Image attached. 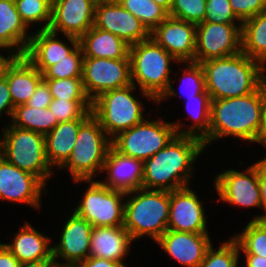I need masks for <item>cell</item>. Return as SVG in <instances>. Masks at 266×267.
<instances>
[{
	"label": "cell",
	"mask_w": 266,
	"mask_h": 267,
	"mask_svg": "<svg viewBox=\"0 0 266 267\" xmlns=\"http://www.w3.org/2000/svg\"><path fill=\"white\" fill-rule=\"evenodd\" d=\"M264 101L265 82L246 96L211 100L209 133L202 140L205 149L228 137L261 145Z\"/></svg>",
	"instance_id": "1"
},
{
	"label": "cell",
	"mask_w": 266,
	"mask_h": 267,
	"mask_svg": "<svg viewBox=\"0 0 266 267\" xmlns=\"http://www.w3.org/2000/svg\"><path fill=\"white\" fill-rule=\"evenodd\" d=\"M205 150L201 139L176 135L163 149L143 161L142 188L171 192L191 186L197 169L194 164Z\"/></svg>",
	"instance_id": "2"
},
{
	"label": "cell",
	"mask_w": 266,
	"mask_h": 267,
	"mask_svg": "<svg viewBox=\"0 0 266 267\" xmlns=\"http://www.w3.org/2000/svg\"><path fill=\"white\" fill-rule=\"evenodd\" d=\"M200 64L204 70L205 89L211 100L246 96L266 81V67L242 51Z\"/></svg>",
	"instance_id": "3"
},
{
	"label": "cell",
	"mask_w": 266,
	"mask_h": 267,
	"mask_svg": "<svg viewBox=\"0 0 266 267\" xmlns=\"http://www.w3.org/2000/svg\"><path fill=\"white\" fill-rule=\"evenodd\" d=\"M169 206L168 191L145 188L128 191L123 226L134 241L146 240L148 236L155 243L167 231Z\"/></svg>",
	"instance_id": "4"
},
{
	"label": "cell",
	"mask_w": 266,
	"mask_h": 267,
	"mask_svg": "<svg viewBox=\"0 0 266 267\" xmlns=\"http://www.w3.org/2000/svg\"><path fill=\"white\" fill-rule=\"evenodd\" d=\"M138 91L139 95H135ZM139 97L156 105V100L149 93L133 84L104 92L92 101V115L111 139L147 118L146 105Z\"/></svg>",
	"instance_id": "5"
},
{
	"label": "cell",
	"mask_w": 266,
	"mask_h": 267,
	"mask_svg": "<svg viewBox=\"0 0 266 267\" xmlns=\"http://www.w3.org/2000/svg\"><path fill=\"white\" fill-rule=\"evenodd\" d=\"M129 60L132 84L156 101L168 89L171 66L179 63L151 37L130 46Z\"/></svg>",
	"instance_id": "6"
},
{
	"label": "cell",
	"mask_w": 266,
	"mask_h": 267,
	"mask_svg": "<svg viewBox=\"0 0 266 267\" xmlns=\"http://www.w3.org/2000/svg\"><path fill=\"white\" fill-rule=\"evenodd\" d=\"M111 147V138L100 126L99 121L91 115L80 126L74 148L59 170L68 171L72 181L96 180L102 173Z\"/></svg>",
	"instance_id": "7"
},
{
	"label": "cell",
	"mask_w": 266,
	"mask_h": 267,
	"mask_svg": "<svg viewBox=\"0 0 266 267\" xmlns=\"http://www.w3.org/2000/svg\"><path fill=\"white\" fill-rule=\"evenodd\" d=\"M3 133V157L21 170L37 176L46 186L54 169L46 156L45 137L35 131L6 124Z\"/></svg>",
	"instance_id": "8"
},
{
	"label": "cell",
	"mask_w": 266,
	"mask_h": 267,
	"mask_svg": "<svg viewBox=\"0 0 266 267\" xmlns=\"http://www.w3.org/2000/svg\"><path fill=\"white\" fill-rule=\"evenodd\" d=\"M74 184L87 183L81 200L71 208L93 227L123 226L126 192L111 189L98 180H75ZM76 205V206H75Z\"/></svg>",
	"instance_id": "9"
},
{
	"label": "cell",
	"mask_w": 266,
	"mask_h": 267,
	"mask_svg": "<svg viewBox=\"0 0 266 267\" xmlns=\"http://www.w3.org/2000/svg\"><path fill=\"white\" fill-rule=\"evenodd\" d=\"M146 118L128 130L111 139L112 148L119 154L139 160H146L163 149L176 135L170 121L164 117Z\"/></svg>",
	"instance_id": "10"
},
{
	"label": "cell",
	"mask_w": 266,
	"mask_h": 267,
	"mask_svg": "<svg viewBox=\"0 0 266 267\" xmlns=\"http://www.w3.org/2000/svg\"><path fill=\"white\" fill-rule=\"evenodd\" d=\"M218 172L212 185L218 195L215 204L225 202L227 206L240 208H259L261 207V195L258 180L257 162H253L245 169H223Z\"/></svg>",
	"instance_id": "11"
},
{
	"label": "cell",
	"mask_w": 266,
	"mask_h": 267,
	"mask_svg": "<svg viewBox=\"0 0 266 267\" xmlns=\"http://www.w3.org/2000/svg\"><path fill=\"white\" fill-rule=\"evenodd\" d=\"M82 82L91 101L104 92L129 86L130 60L83 57Z\"/></svg>",
	"instance_id": "12"
},
{
	"label": "cell",
	"mask_w": 266,
	"mask_h": 267,
	"mask_svg": "<svg viewBox=\"0 0 266 267\" xmlns=\"http://www.w3.org/2000/svg\"><path fill=\"white\" fill-rule=\"evenodd\" d=\"M47 192L46 185L37 176L19 169L4 157L0 159L1 202L24 204L40 211L43 195Z\"/></svg>",
	"instance_id": "13"
},
{
	"label": "cell",
	"mask_w": 266,
	"mask_h": 267,
	"mask_svg": "<svg viewBox=\"0 0 266 267\" xmlns=\"http://www.w3.org/2000/svg\"><path fill=\"white\" fill-rule=\"evenodd\" d=\"M241 26L208 22L197 24L195 62L202 63L241 52Z\"/></svg>",
	"instance_id": "14"
},
{
	"label": "cell",
	"mask_w": 266,
	"mask_h": 267,
	"mask_svg": "<svg viewBox=\"0 0 266 267\" xmlns=\"http://www.w3.org/2000/svg\"><path fill=\"white\" fill-rule=\"evenodd\" d=\"M66 218L59 241L53 244V258L56 266H78L89 257L93 226L74 212Z\"/></svg>",
	"instance_id": "15"
},
{
	"label": "cell",
	"mask_w": 266,
	"mask_h": 267,
	"mask_svg": "<svg viewBox=\"0 0 266 267\" xmlns=\"http://www.w3.org/2000/svg\"><path fill=\"white\" fill-rule=\"evenodd\" d=\"M192 186L170 192L169 220L167 230L191 233H210L208 219L198 193Z\"/></svg>",
	"instance_id": "16"
},
{
	"label": "cell",
	"mask_w": 266,
	"mask_h": 267,
	"mask_svg": "<svg viewBox=\"0 0 266 267\" xmlns=\"http://www.w3.org/2000/svg\"><path fill=\"white\" fill-rule=\"evenodd\" d=\"M94 26L118 36L129 46L150 37V32L141 21L123 8L117 0L97 1Z\"/></svg>",
	"instance_id": "17"
},
{
	"label": "cell",
	"mask_w": 266,
	"mask_h": 267,
	"mask_svg": "<svg viewBox=\"0 0 266 267\" xmlns=\"http://www.w3.org/2000/svg\"><path fill=\"white\" fill-rule=\"evenodd\" d=\"M96 0H53L49 30L81 38L95 21Z\"/></svg>",
	"instance_id": "18"
},
{
	"label": "cell",
	"mask_w": 266,
	"mask_h": 267,
	"mask_svg": "<svg viewBox=\"0 0 266 267\" xmlns=\"http://www.w3.org/2000/svg\"><path fill=\"white\" fill-rule=\"evenodd\" d=\"M60 35L49 29L32 31L24 57L41 73L70 55L80 45L79 38Z\"/></svg>",
	"instance_id": "19"
},
{
	"label": "cell",
	"mask_w": 266,
	"mask_h": 267,
	"mask_svg": "<svg viewBox=\"0 0 266 267\" xmlns=\"http://www.w3.org/2000/svg\"><path fill=\"white\" fill-rule=\"evenodd\" d=\"M150 37L178 62H195L196 24L168 16Z\"/></svg>",
	"instance_id": "20"
},
{
	"label": "cell",
	"mask_w": 266,
	"mask_h": 267,
	"mask_svg": "<svg viewBox=\"0 0 266 267\" xmlns=\"http://www.w3.org/2000/svg\"><path fill=\"white\" fill-rule=\"evenodd\" d=\"M210 233L167 230L157 241L158 247L181 267H198L212 245Z\"/></svg>",
	"instance_id": "21"
},
{
	"label": "cell",
	"mask_w": 266,
	"mask_h": 267,
	"mask_svg": "<svg viewBox=\"0 0 266 267\" xmlns=\"http://www.w3.org/2000/svg\"><path fill=\"white\" fill-rule=\"evenodd\" d=\"M102 174H105V177H102L104 180L100 178L99 181L111 189L125 192L136 190L142 188L143 161L123 156L111 147Z\"/></svg>",
	"instance_id": "22"
},
{
	"label": "cell",
	"mask_w": 266,
	"mask_h": 267,
	"mask_svg": "<svg viewBox=\"0 0 266 267\" xmlns=\"http://www.w3.org/2000/svg\"><path fill=\"white\" fill-rule=\"evenodd\" d=\"M133 243L135 241L124 226L93 227L89 257L124 263Z\"/></svg>",
	"instance_id": "23"
},
{
	"label": "cell",
	"mask_w": 266,
	"mask_h": 267,
	"mask_svg": "<svg viewBox=\"0 0 266 267\" xmlns=\"http://www.w3.org/2000/svg\"><path fill=\"white\" fill-rule=\"evenodd\" d=\"M53 237L44 235L27 221L13 235L12 241L3 244L20 263L53 258Z\"/></svg>",
	"instance_id": "24"
},
{
	"label": "cell",
	"mask_w": 266,
	"mask_h": 267,
	"mask_svg": "<svg viewBox=\"0 0 266 267\" xmlns=\"http://www.w3.org/2000/svg\"><path fill=\"white\" fill-rule=\"evenodd\" d=\"M3 76L7 79L14 107L26 104L43 80L42 73L24 56H14L6 65Z\"/></svg>",
	"instance_id": "25"
},
{
	"label": "cell",
	"mask_w": 266,
	"mask_h": 267,
	"mask_svg": "<svg viewBox=\"0 0 266 267\" xmlns=\"http://www.w3.org/2000/svg\"><path fill=\"white\" fill-rule=\"evenodd\" d=\"M32 32L17 11L15 0H0V46L15 56H24Z\"/></svg>",
	"instance_id": "26"
},
{
	"label": "cell",
	"mask_w": 266,
	"mask_h": 267,
	"mask_svg": "<svg viewBox=\"0 0 266 267\" xmlns=\"http://www.w3.org/2000/svg\"><path fill=\"white\" fill-rule=\"evenodd\" d=\"M86 120L59 122L44 136L46 156L52 169H59L67 161L74 148L79 128Z\"/></svg>",
	"instance_id": "27"
},
{
	"label": "cell",
	"mask_w": 266,
	"mask_h": 267,
	"mask_svg": "<svg viewBox=\"0 0 266 267\" xmlns=\"http://www.w3.org/2000/svg\"><path fill=\"white\" fill-rule=\"evenodd\" d=\"M84 57L129 59L130 46L118 36L92 26L80 39Z\"/></svg>",
	"instance_id": "28"
},
{
	"label": "cell",
	"mask_w": 266,
	"mask_h": 267,
	"mask_svg": "<svg viewBox=\"0 0 266 267\" xmlns=\"http://www.w3.org/2000/svg\"><path fill=\"white\" fill-rule=\"evenodd\" d=\"M184 107L187 119L191 120L188 125L183 123V119L172 121L177 135L193 136L203 140L209 133L211 98L209 94H199L188 99Z\"/></svg>",
	"instance_id": "29"
},
{
	"label": "cell",
	"mask_w": 266,
	"mask_h": 267,
	"mask_svg": "<svg viewBox=\"0 0 266 267\" xmlns=\"http://www.w3.org/2000/svg\"><path fill=\"white\" fill-rule=\"evenodd\" d=\"M182 68H179L181 72V79L179 82V93L175 89L173 84H175L177 72H173V77L170 80L168 89L161 95V97L156 101L157 107L160 106L164 100H170L172 97H184L185 100L194 98V96L199 94H209L205 89V75L202 65L196 62H179ZM184 65V66H183ZM181 70V71H180ZM176 74V76H175ZM175 77V78H174ZM183 93V94H181ZM187 98V99H186ZM160 104V105H159Z\"/></svg>",
	"instance_id": "30"
},
{
	"label": "cell",
	"mask_w": 266,
	"mask_h": 267,
	"mask_svg": "<svg viewBox=\"0 0 266 267\" xmlns=\"http://www.w3.org/2000/svg\"><path fill=\"white\" fill-rule=\"evenodd\" d=\"M241 51L266 67V11L242 22Z\"/></svg>",
	"instance_id": "31"
},
{
	"label": "cell",
	"mask_w": 266,
	"mask_h": 267,
	"mask_svg": "<svg viewBox=\"0 0 266 267\" xmlns=\"http://www.w3.org/2000/svg\"><path fill=\"white\" fill-rule=\"evenodd\" d=\"M18 128L47 135L59 122L49 108H34L26 104L14 108L10 122Z\"/></svg>",
	"instance_id": "32"
},
{
	"label": "cell",
	"mask_w": 266,
	"mask_h": 267,
	"mask_svg": "<svg viewBox=\"0 0 266 267\" xmlns=\"http://www.w3.org/2000/svg\"><path fill=\"white\" fill-rule=\"evenodd\" d=\"M239 232L231 236L238 243L240 255L255 254L266 258V220H248Z\"/></svg>",
	"instance_id": "33"
},
{
	"label": "cell",
	"mask_w": 266,
	"mask_h": 267,
	"mask_svg": "<svg viewBox=\"0 0 266 267\" xmlns=\"http://www.w3.org/2000/svg\"><path fill=\"white\" fill-rule=\"evenodd\" d=\"M53 0H15L17 11L25 26L30 30L38 25V29H48L52 19ZM35 24V25H34Z\"/></svg>",
	"instance_id": "34"
},
{
	"label": "cell",
	"mask_w": 266,
	"mask_h": 267,
	"mask_svg": "<svg viewBox=\"0 0 266 267\" xmlns=\"http://www.w3.org/2000/svg\"><path fill=\"white\" fill-rule=\"evenodd\" d=\"M117 2L138 18L150 33L168 17V12L153 0H117Z\"/></svg>",
	"instance_id": "35"
},
{
	"label": "cell",
	"mask_w": 266,
	"mask_h": 267,
	"mask_svg": "<svg viewBox=\"0 0 266 267\" xmlns=\"http://www.w3.org/2000/svg\"><path fill=\"white\" fill-rule=\"evenodd\" d=\"M218 246L215 249L212 243L198 267H239L241 265L242 256L239 253L238 243L232 236L225 241L222 240Z\"/></svg>",
	"instance_id": "36"
},
{
	"label": "cell",
	"mask_w": 266,
	"mask_h": 267,
	"mask_svg": "<svg viewBox=\"0 0 266 267\" xmlns=\"http://www.w3.org/2000/svg\"><path fill=\"white\" fill-rule=\"evenodd\" d=\"M83 51L79 45L70 55L58 63L49 66L43 73V79L82 78Z\"/></svg>",
	"instance_id": "37"
},
{
	"label": "cell",
	"mask_w": 266,
	"mask_h": 267,
	"mask_svg": "<svg viewBox=\"0 0 266 267\" xmlns=\"http://www.w3.org/2000/svg\"><path fill=\"white\" fill-rule=\"evenodd\" d=\"M53 99L91 101L85 93L82 78L43 79Z\"/></svg>",
	"instance_id": "38"
},
{
	"label": "cell",
	"mask_w": 266,
	"mask_h": 267,
	"mask_svg": "<svg viewBox=\"0 0 266 267\" xmlns=\"http://www.w3.org/2000/svg\"><path fill=\"white\" fill-rule=\"evenodd\" d=\"M49 109L55 114L58 122L88 119L92 115V101L53 99Z\"/></svg>",
	"instance_id": "39"
},
{
	"label": "cell",
	"mask_w": 266,
	"mask_h": 267,
	"mask_svg": "<svg viewBox=\"0 0 266 267\" xmlns=\"http://www.w3.org/2000/svg\"><path fill=\"white\" fill-rule=\"evenodd\" d=\"M206 0H173L168 16L193 24L204 22Z\"/></svg>",
	"instance_id": "40"
},
{
	"label": "cell",
	"mask_w": 266,
	"mask_h": 267,
	"mask_svg": "<svg viewBox=\"0 0 266 267\" xmlns=\"http://www.w3.org/2000/svg\"><path fill=\"white\" fill-rule=\"evenodd\" d=\"M204 22L214 24H242L232 11L229 0H206Z\"/></svg>",
	"instance_id": "41"
},
{
	"label": "cell",
	"mask_w": 266,
	"mask_h": 267,
	"mask_svg": "<svg viewBox=\"0 0 266 267\" xmlns=\"http://www.w3.org/2000/svg\"><path fill=\"white\" fill-rule=\"evenodd\" d=\"M232 11L241 21L252 18L265 11L266 0H229Z\"/></svg>",
	"instance_id": "42"
},
{
	"label": "cell",
	"mask_w": 266,
	"mask_h": 267,
	"mask_svg": "<svg viewBox=\"0 0 266 267\" xmlns=\"http://www.w3.org/2000/svg\"><path fill=\"white\" fill-rule=\"evenodd\" d=\"M14 108L7 79L2 75L0 77V121L2 122L3 115L10 117L7 123H4L5 125L11 122Z\"/></svg>",
	"instance_id": "43"
},
{
	"label": "cell",
	"mask_w": 266,
	"mask_h": 267,
	"mask_svg": "<svg viewBox=\"0 0 266 267\" xmlns=\"http://www.w3.org/2000/svg\"><path fill=\"white\" fill-rule=\"evenodd\" d=\"M52 100L53 98L50 93L49 87L47 83L42 80L38 84L34 94L27 101L26 105L34 108H49Z\"/></svg>",
	"instance_id": "44"
},
{
	"label": "cell",
	"mask_w": 266,
	"mask_h": 267,
	"mask_svg": "<svg viewBox=\"0 0 266 267\" xmlns=\"http://www.w3.org/2000/svg\"><path fill=\"white\" fill-rule=\"evenodd\" d=\"M258 180L261 195V207L264 214H255L250 220H266V155L257 161Z\"/></svg>",
	"instance_id": "45"
},
{
	"label": "cell",
	"mask_w": 266,
	"mask_h": 267,
	"mask_svg": "<svg viewBox=\"0 0 266 267\" xmlns=\"http://www.w3.org/2000/svg\"><path fill=\"white\" fill-rule=\"evenodd\" d=\"M78 267H127V264L97 257H88Z\"/></svg>",
	"instance_id": "46"
},
{
	"label": "cell",
	"mask_w": 266,
	"mask_h": 267,
	"mask_svg": "<svg viewBox=\"0 0 266 267\" xmlns=\"http://www.w3.org/2000/svg\"><path fill=\"white\" fill-rule=\"evenodd\" d=\"M18 259L0 242V267H20Z\"/></svg>",
	"instance_id": "47"
},
{
	"label": "cell",
	"mask_w": 266,
	"mask_h": 267,
	"mask_svg": "<svg viewBox=\"0 0 266 267\" xmlns=\"http://www.w3.org/2000/svg\"><path fill=\"white\" fill-rule=\"evenodd\" d=\"M245 262H243L245 267H266V258L261 257L260 255L255 254H243ZM243 266V267H244Z\"/></svg>",
	"instance_id": "48"
},
{
	"label": "cell",
	"mask_w": 266,
	"mask_h": 267,
	"mask_svg": "<svg viewBox=\"0 0 266 267\" xmlns=\"http://www.w3.org/2000/svg\"><path fill=\"white\" fill-rule=\"evenodd\" d=\"M4 51H6L4 53ZM0 77L3 75L6 65L13 59V55L8 49L0 46ZM8 52V53H7ZM7 53V55H5Z\"/></svg>",
	"instance_id": "49"
},
{
	"label": "cell",
	"mask_w": 266,
	"mask_h": 267,
	"mask_svg": "<svg viewBox=\"0 0 266 267\" xmlns=\"http://www.w3.org/2000/svg\"><path fill=\"white\" fill-rule=\"evenodd\" d=\"M54 259H44L38 261L21 263L20 267H55Z\"/></svg>",
	"instance_id": "50"
},
{
	"label": "cell",
	"mask_w": 266,
	"mask_h": 267,
	"mask_svg": "<svg viewBox=\"0 0 266 267\" xmlns=\"http://www.w3.org/2000/svg\"><path fill=\"white\" fill-rule=\"evenodd\" d=\"M261 145L266 149V81H265V101L263 108V123L261 128Z\"/></svg>",
	"instance_id": "51"
},
{
	"label": "cell",
	"mask_w": 266,
	"mask_h": 267,
	"mask_svg": "<svg viewBox=\"0 0 266 267\" xmlns=\"http://www.w3.org/2000/svg\"><path fill=\"white\" fill-rule=\"evenodd\" d=\"M156 4L160 5L167 12L170 11L173 0H153Z\"/></svg>",
	"instance_id": "52"
},
{
	"label": "cell",
	"mask_w": 266,
	"mask_h": 267,
	"mask_svg": "<svg viewBox=\"0 0 266 267\" xmlns=\"http://www.w3.org/2000/svg\"><path fill=\"white\" fill-rule=\"evenodd\" d=\"M3 157V133L0 132V159Z\"/></svg>",
	"instance_id": "53"
},
{
	"label": "cell",
	"mask_w": 266,
	"mask_h": 267,
	"mask_svg": "<svg viewBox=\"0 0 266 267\" xmlns=\"http://www.w3.org/2000/svg\"><path fill=\"white\" fill-rule=\"evenodd\" d=\"M55 267H78V266H55Z\"/></svg>",
	"instance_id": "54"
}]
</instances>
